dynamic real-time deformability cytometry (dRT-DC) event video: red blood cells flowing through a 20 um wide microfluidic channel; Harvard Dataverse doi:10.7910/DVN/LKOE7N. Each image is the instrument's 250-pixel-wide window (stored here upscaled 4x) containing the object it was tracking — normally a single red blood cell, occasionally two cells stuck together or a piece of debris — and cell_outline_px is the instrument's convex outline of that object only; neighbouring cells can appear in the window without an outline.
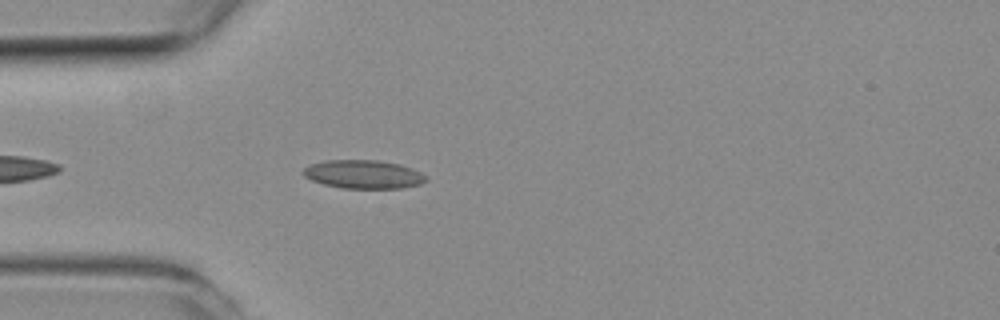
{"species": "common noctule bat (a hibernating species)", "species_latin": "Nyctalus noctula", "temperature_condition": "room temperature", "stored_images_in_passage": 8, "camera_frame_rate_fps": 3000, "um_per_image_px": 0.085, "animal": {"sex": "female", "body_mass_g": 19.3, "forearm_length_mm": 54.1}, "frame": {"image": 1, "passage_image": 4, "time_ms": 1.0, "image_size_px": [1000, 320], "cell_outline_px": [[428, 180], [420, 184], [404, 188], [340, 188], [324, 184], [312, 180], [304, 176], [304, 168], [308, 164], [324, 160], [376, 160], [400, 164], [412, 168], [420, 172]], "centroid_in_image_um": [30.88, 14.81], "position_along_channel_um": 54.1, "area_um2": 20.4}}